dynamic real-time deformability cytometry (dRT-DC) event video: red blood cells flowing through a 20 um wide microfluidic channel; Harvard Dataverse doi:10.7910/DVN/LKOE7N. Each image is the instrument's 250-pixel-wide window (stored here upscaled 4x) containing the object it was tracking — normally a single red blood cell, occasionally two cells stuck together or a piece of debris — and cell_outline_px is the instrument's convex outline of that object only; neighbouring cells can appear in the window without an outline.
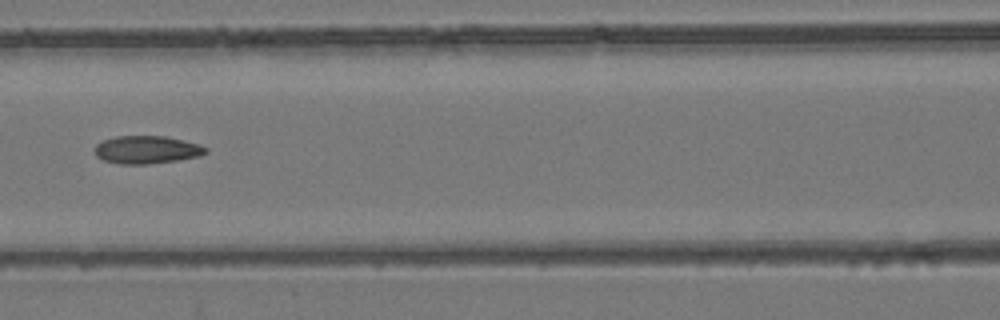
{"species": "common noctule bat (a hibernating species)", "species_latin": "Nyctalus noctula", "temperature_condition": "room temperature", "stored_images_in_passage": 9, "camera_frame_rate_fps": 3000, "um_per_image_px": 0.085, "animal": {"sex": "female", "body_mass_g": 24.6, "forearm_length_mm": 56.2}, "frame": {"image": 1, "passage_image": 8, "time_ms": 2.333, "image_size_px": [1000, 320], "cell_outline_px": [[208, 152], [200, 156], [176, 160], [148, 164], [120, 164], [104, 160], [96, 156], [96, 144], [104, 140], [116, 136], [164, 136], [184, 140], [200, 144], [208, 148]], "centroid_in_image_um": [12.51, 12.72], "position_along_channel_um": 154.1, "area_um2": 17.98}}
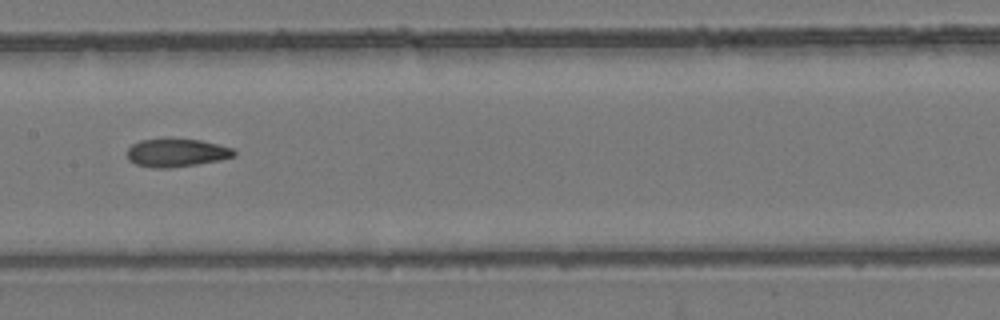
{"frame": {"image": 2, "passage_image": 9, "time_ms": 2.667, "image_size_px": [1000, 320], "cell_outline_px": [[236, 156], [220, 160], [196, 164], [168, 168], [152, 168], [136, 164], [128, 160], [128, 148], [132, 144], [140, 140], [164, 136], [168, 136], [200, 140], [232, 148], [236, 152]], "centroid_in_image_um": [14.97, 12.94], "position_along_channel_um": 192.4, "area_um2": 18.09}}